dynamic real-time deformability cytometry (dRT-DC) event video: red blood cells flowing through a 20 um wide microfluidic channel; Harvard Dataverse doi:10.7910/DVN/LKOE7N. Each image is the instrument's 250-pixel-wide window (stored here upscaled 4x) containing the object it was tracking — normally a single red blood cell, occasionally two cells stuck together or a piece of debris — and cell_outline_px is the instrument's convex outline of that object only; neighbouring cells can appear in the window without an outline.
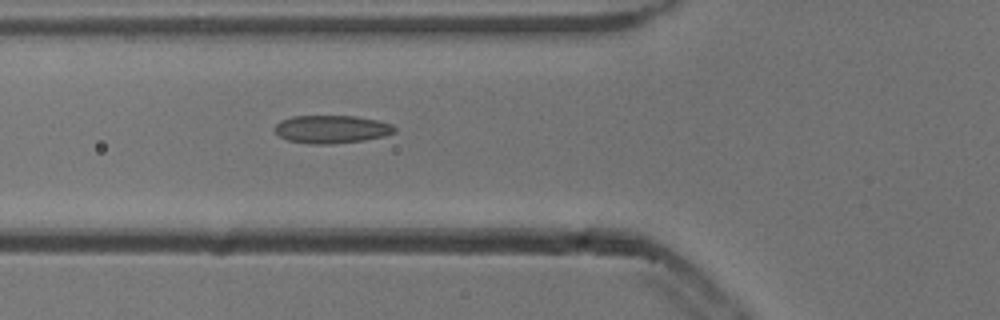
{"species": "common noctule bat (a hibernating species)", "species_latin": "Nyctalus noctula", "temperature_condition": "cold", "stored_images_in_passage": 3, "camera_frame_rate_fps": 3000, "um_per_image_px": 0.085, "animal": {"sex": "male", "body_mass_g": 13.3}, "frame": {"image": 1, "passage_image": 2, "time_ms": 0.333, "image_size_px": [1000, 320], "cell_outline_px": [[396, 132], [384, 136], [364, 140], [332, 144], [312, 144], [288, 140], [280, 136], [272, 128], [280, 120], [292, 116], [356, 116], [376, 120], [392, 124], [396, 128]], "centroid_in_image_um": [28.18, 10.98], "position_along_channel_um": 97.6, "area_um2": 19.59}}